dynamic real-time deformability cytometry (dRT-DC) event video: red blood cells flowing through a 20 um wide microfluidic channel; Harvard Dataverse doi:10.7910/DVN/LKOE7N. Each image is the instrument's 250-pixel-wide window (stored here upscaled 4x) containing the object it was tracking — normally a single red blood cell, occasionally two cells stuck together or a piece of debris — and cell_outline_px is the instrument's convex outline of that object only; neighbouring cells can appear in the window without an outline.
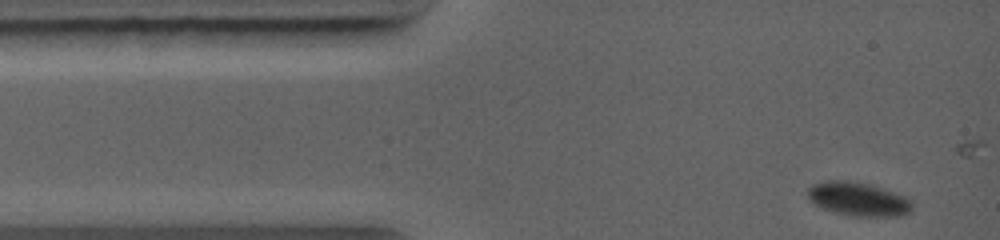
{"species": "common noctule bat (a hibernating species)", "species_latin": "Nyctalus noctula", "temperature_condition": "warm", "stored_images_in_passage": 4, "camera_frame_rate_fps": 5000, "um_per_image_px": 0.085, "animal": {"sex": "female", "body_mass_g": 19.0, "forearm_length_mm": 56.7}, "frame": {"image": 1, "passage_image": 1, "time_ms": 0.0, "image_size_px": [1000, 240], "cell_outline_px": [[912, 208], [908, 212], [900, 216], [852, 216], [836, 212], [824, 208], [808, 200], [808, 188], [812, 184], [828, 180], [844, 180], [868, 184], [904, 196], [912, 204]], "centroid_in_image_um": [72.91, 16.92], "position_along_channel_um": 12.1, "area_um2": 20.11}}